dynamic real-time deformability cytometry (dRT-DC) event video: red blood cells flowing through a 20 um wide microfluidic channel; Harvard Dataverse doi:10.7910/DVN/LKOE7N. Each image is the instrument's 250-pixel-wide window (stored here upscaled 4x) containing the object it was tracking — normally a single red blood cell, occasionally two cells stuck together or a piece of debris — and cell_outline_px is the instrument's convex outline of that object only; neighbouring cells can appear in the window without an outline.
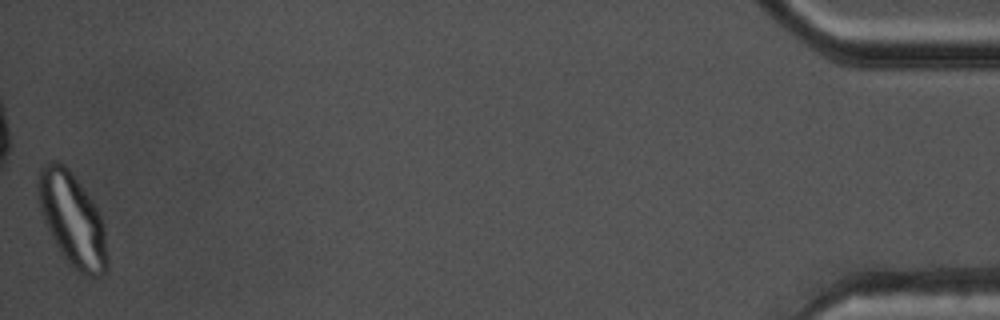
{"species": "common noctule bat (a hibernating species)", "species_latin": "Nyctalus noctula", "temperature_condition": "warm", "stored_images_in_passage": 53, "camera_frame_rate_fps": 3000, "um_per_image_px": 0.085, "animal": {"sex": "male", "body_mass_g": 17.5, "forearm_length_mm": 52.3}, "frame": {"image": 1, "passage_image": 53, "time_ms": 17.333, "image_size_px": [1000, 320], "cell_outline_px": [[108, 268], [104, 276], [96, 280], [80, 272], [60, 252], [40, 212], [36, 196], [36, 180], [40, 168], [56, 160], [64, 164], [68, 168], [96, 204], [104, 224], [108, 256]], "centroid_in_image_um": [6.17, 18.66], "position_along_channel_um": 429.0, "area_um2": 38.03}}